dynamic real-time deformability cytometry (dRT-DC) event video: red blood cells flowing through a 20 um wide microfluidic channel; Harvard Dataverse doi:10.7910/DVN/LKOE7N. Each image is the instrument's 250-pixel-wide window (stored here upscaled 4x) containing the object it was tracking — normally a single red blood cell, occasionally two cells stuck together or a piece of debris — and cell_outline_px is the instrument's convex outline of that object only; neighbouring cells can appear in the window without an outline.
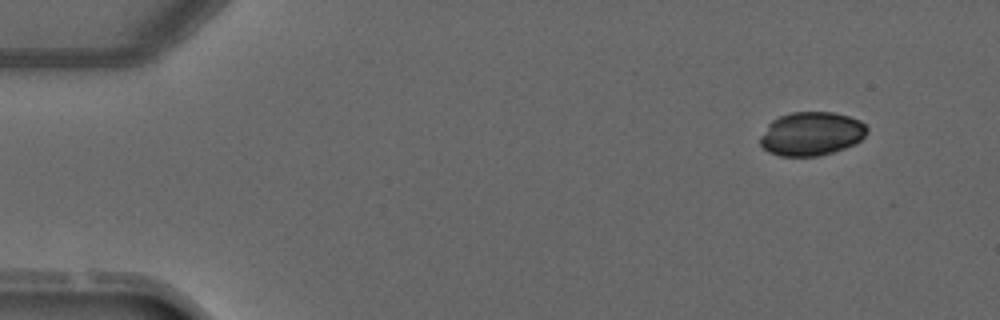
{"species": "common noctule bat (a hibernating species)", "species_latin": "Nyctalus noctula", "temperature_condition": "warm", "stored_images_in_passage": 2, "camera_frame_rate_fps": 3000, "um_per_image_px": 0.085, "animal": {"sex": "male", "forearm_length_mm": 52.5}, "frame": {"image": 1, "passage_image": 2, "time_ms": 1.333, "image_size_px": [1000, 320], "cell_outline_px": [[868, 132], [860, 140], [844, 148], [820, 156], [780, 156], [768, 152], [760, 144], [760, 136], [768, 124], [772, 120], [780, 116], [792, 112], [832, 112], [848, 116], [860, 120], [868, 128]], "centroid_in_image_um": [68.95, 11.37], "position_along_channel_um": 16.0, "area_um2": 27.17}}